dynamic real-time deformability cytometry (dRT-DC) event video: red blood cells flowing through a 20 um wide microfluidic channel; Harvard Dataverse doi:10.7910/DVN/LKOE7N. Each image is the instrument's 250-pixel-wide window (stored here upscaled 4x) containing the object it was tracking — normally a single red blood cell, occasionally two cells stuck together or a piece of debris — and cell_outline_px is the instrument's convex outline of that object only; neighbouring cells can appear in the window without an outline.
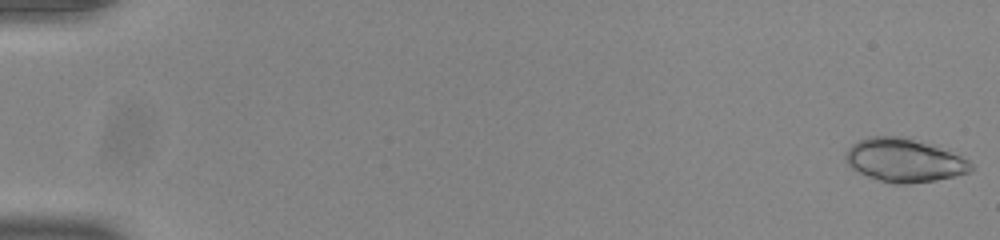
{"species": "common noctule bat (a hibernating species)", "species_latin": "Nyctalus noctula", "temperature_condition": "room temperature", "stored_images_in_passage": 53, "camera_frame_rate_fps": 3000, "um_per_image_px": 0.085, "animal": {"sex": "male", "body_mass_g": 20.0, "forearm_length_mm": 53.3}, "frame": {"image": 1, "passage_image": 1, "time_ms": 0.0, "image_size_px": [1000, 240], "cell_outline_px": [[972, 168], [968, 172], [936, 180], [908, 184], [892, 184], [868, 176], [852, 168], [844, 160], [844, 152], [852, 144], [868, 136], [900, 136], [960, 156], [968, 160], [972, 164]], "centroid_in_image_um": [76.77, 13.64], "position_along_channel_um": 8.2, "area_um2": 30.98}}
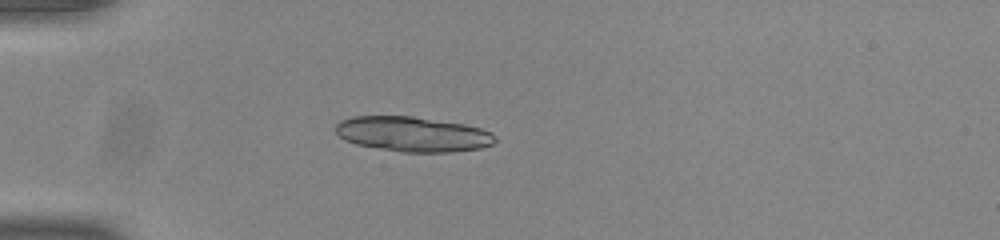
{"frame": {"image": 2, "passage_image": 16, "time_ms": 5.0, "image_size_px": [1000, 240], "cell_outline_px": [[496, 140], [492, 144], [480, 148], [448, 152], [400, 152], [356, 144], [344, 140], [336, 132], [336, 124], [340, 120], [352, 116], [412, 116], [464, 124], [480, 128], [496, 136]], "centroid_in_image_um": [35.05, 11.4], "position_along_channel_um": 49.9, "area_um2": 32.43}}